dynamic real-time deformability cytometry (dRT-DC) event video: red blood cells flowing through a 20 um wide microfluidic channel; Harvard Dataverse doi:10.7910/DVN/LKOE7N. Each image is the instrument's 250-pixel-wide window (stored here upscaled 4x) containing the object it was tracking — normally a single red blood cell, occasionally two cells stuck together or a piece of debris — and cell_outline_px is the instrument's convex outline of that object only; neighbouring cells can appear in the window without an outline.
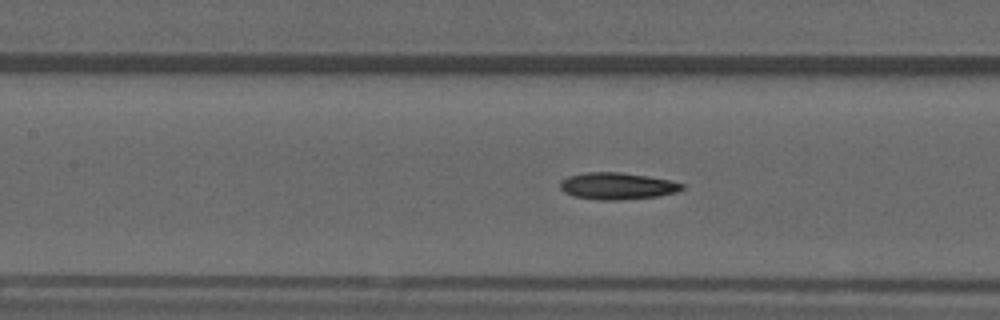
{"species": "common noctule bat (a hibernating species)", "species_latin": "Nyctalus noctula", "temperature_condition": "warm", "stored_images_in_passage": 53, "camera_frame_rate_fps": 3000, "um_per_image_px": 0.085, "animal": {"sex": "male", "forearm_length_mm": 52.5}, "frame": {"image": 1, "passage_image": 23, "time_ms": 7.333, "image_size_px": [1000, 320], "cell_outline_px": [[684, 188], [676, 192], [656, 196], [620, 200], [604, 200], [576, 196], [564, 192], [560, 188], [560, 180], [568, 176], [588, 172], [620, 172], [648, 176], [668, 180], [684, 184]], "centroid_in_image_um": [52.45, 15.8], "position_along_channel_um": 154.9, "area_um2": 18.84}}